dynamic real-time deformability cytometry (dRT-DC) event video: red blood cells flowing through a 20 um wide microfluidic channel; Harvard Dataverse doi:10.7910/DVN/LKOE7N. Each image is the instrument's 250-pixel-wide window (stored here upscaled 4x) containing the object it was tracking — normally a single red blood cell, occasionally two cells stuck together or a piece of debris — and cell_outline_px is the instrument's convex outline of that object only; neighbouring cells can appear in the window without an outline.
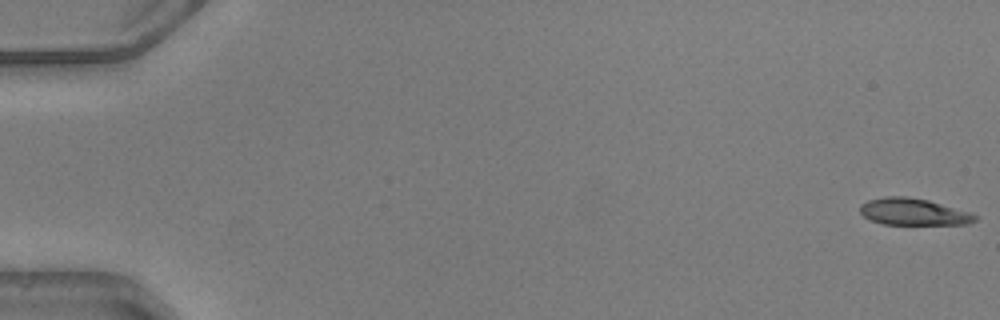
{"species": "common noctule bat (a hibernating species)", "species_latin": "Nyctalus noctula", "temperature_condition": "warm", "stored_images_in_passage": 13, "camera_frame_rate_fps": 3000, "um_per_image_px": 0.085, "animal": {"sex": "male", "body_mass_g": 20.5, "forearm_length_mm": 52.5}, "frame": {"image": 1, "passage_image": 1, "time_ms": 0.0, "image_size_px": [1000, 320], "cell_outline_px": [[980, 216], [976, 220], [968, 224], [884, 224], [872, 220], [864, 216], [860, 212], [860, 204], [868, 200], [884, 196], [908, 196], [928, 200], [968, 212]], "centroid_in_image_um": [77.63, 18.0], "position_along_channel_um": 7.4, "area_um2": 17.86}}